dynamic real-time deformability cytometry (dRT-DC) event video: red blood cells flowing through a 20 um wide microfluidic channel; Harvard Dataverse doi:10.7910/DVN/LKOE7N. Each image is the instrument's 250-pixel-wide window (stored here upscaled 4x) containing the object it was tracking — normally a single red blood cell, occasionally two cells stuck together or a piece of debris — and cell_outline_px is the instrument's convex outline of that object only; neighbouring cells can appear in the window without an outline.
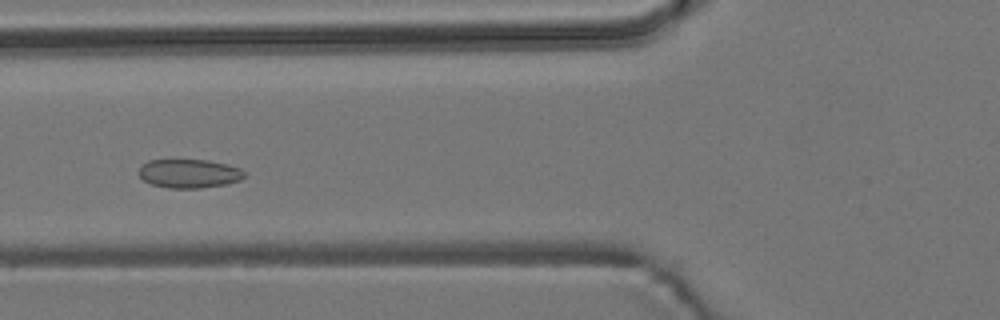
{"species": "common noctule bat (a hibernating species)", "species_latin": "Nyctalus noctula", "temperature_condition": "room temperature", "stored_images_in_passage": 4, "camera_frame_rate_fps": 3000, "um_per_image_px": 0.085, "animal": {"sex": "male", "body_mass_g": 19.2, "forearm_length_mm": 51.8}, "frame": {"image": 1, "passage_image": 4, "time_ms": 4.0, "image_size_px": [1000, 320], "cell_outline_px": [[244, 176], [240, 180], [228, 184], [200, 188], [168, 188], [152, 184], [144, 180], [140, 176], [140, 168], [148, 160], [208, 160], [228, 164], [240, 168], [244, 172]], "centroid_in_image_um": [16.11, 14.75], "position_along_channel_um": 109.7, "area_um2": 17.63}}